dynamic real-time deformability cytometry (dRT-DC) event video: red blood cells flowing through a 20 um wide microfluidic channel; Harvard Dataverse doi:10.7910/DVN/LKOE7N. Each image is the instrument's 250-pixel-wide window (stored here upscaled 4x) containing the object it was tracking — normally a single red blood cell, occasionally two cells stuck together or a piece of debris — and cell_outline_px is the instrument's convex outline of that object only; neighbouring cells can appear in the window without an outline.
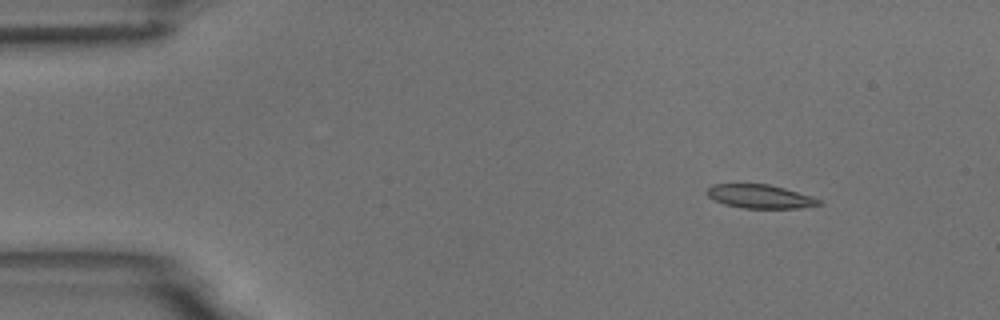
{"species": "common noctule bat (a hibernating species)", "species_latin": "Nyctalus noctula", "temperature_condition": "room temperature", "stored_images_in_passage": 5, "camera_frame_rate_fps": 3000, "um_per_image_px": 0.085, "animal": {"sex": "male", "body_mass_g": 18.8}, "frame": {"image": 1, "passage_image": 2, "time_ms": 1.0, "image_size_px": [1000, 320], "cell_outline_px": [[824, 204], [800, 208], [744, 208], [724, 204], [708, 196], [704, 192], [712, 184], [768, 184], [784, 188], [812, 196], [820, 200]], "centroid_in_image_um": [64.61, 16.7], "position_along_channel_um": 20.4, "area_um2": 15.43}}
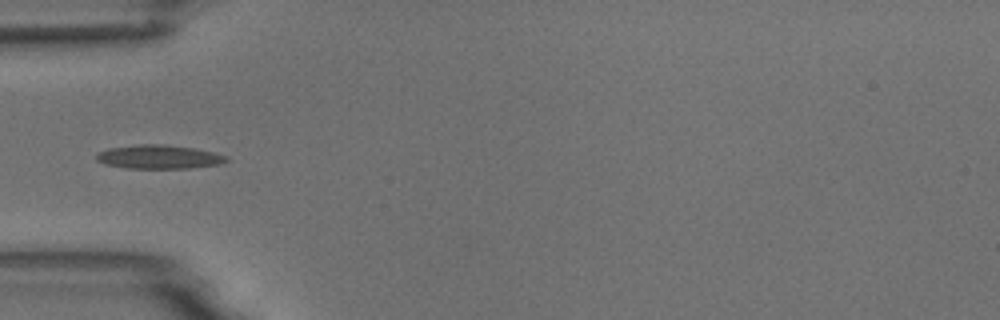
{"frame": {"image": 2, "passage_image": 5, "time_ms": 4.667, "image_size_px": [1000, 320], "cell_outline_px": [[228, 160], [220, 164], [188, 168], [128, 168], [104, 164], [96, 160], [96, 152], [108, 148], [140, 144], [164, 144], [196, 148], [228, 156]], "centroid_in_image_um": [13.48, 13.33], "position_along_channel_um": 71.5, "area_um2": 18.09}}